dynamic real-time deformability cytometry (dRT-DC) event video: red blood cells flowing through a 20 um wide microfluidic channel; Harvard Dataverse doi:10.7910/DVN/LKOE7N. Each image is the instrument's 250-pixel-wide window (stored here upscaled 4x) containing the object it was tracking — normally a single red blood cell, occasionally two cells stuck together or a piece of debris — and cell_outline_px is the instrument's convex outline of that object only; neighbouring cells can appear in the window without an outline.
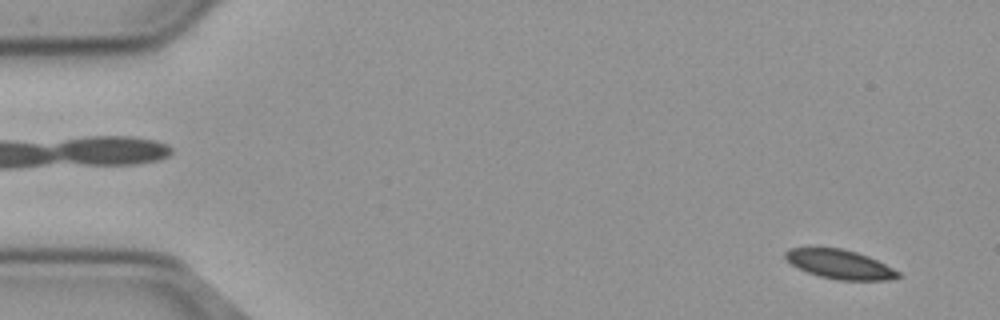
{"species": "common noctule bat (a hibernating species)", "species_latin": "Nyctalus noctula", "temperature_condition": "cold", "stored_images_in_passage": 54, "camera_frame_rate_fps": 3000, "um_per_image_px": 0.085, "animal": {"sex": "male", "body_mass_g": 23.1, "forearm_length_mm": 52.7}, "frame": {"image": 1, "passage_image": 1, "time_ms": 0.0, "image_size_px": [1000, 320], "cell_outline_px": [[900, 276], [888, 280], [836, 280], [820, 276], [808, 272], [792, 264], [784, 256], [784, 252], [788, 248], [840, 248], [856, 252], [868, 256], [900, 272]], "centroid_in_image_um": [71.38, 22.46], "position_along_channel_um": 13.6, "area_um2": 18.84}}
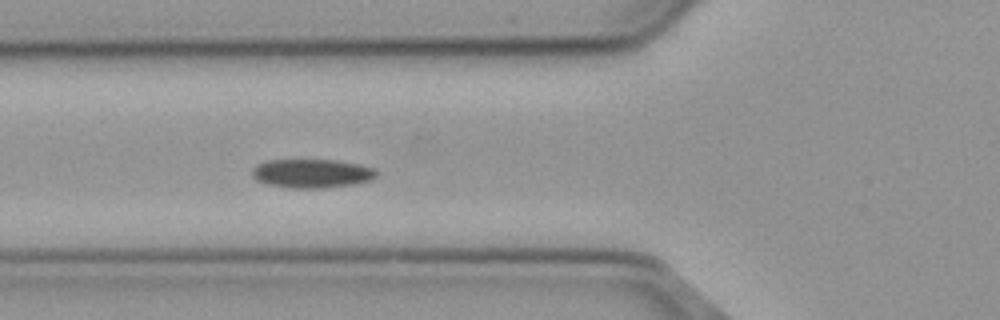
{"frame": {"image": 2, "passage_image": 18, "time_ms": 5.667, "image_size_px": [1000, 320], "cell_outline_px": [[376, 176], [368, 180], [356, 184], [324, 188], [292, 188], [268, 184], [256, 180], [252, 176], [252, 168], [256, 164], [268, 160], [336, 160], [360, 164], [372, 168], [376, 172]], "centroid_in_image_um": [26.47, 14.74], "position_along_channel_um": 99.3, "area_um2": 20.87}}
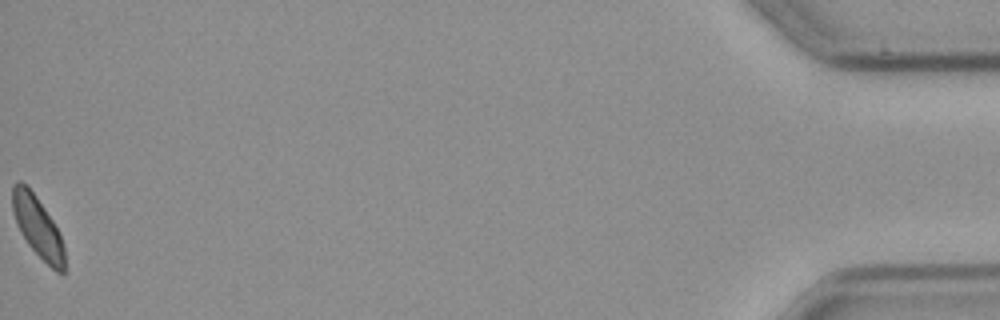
{"frame": {"image": 3, "passage_image": 54, "time_ms": 17.667, "image_size_px": [1000, 320], "cell_outline_px": [[64, 272], [56, 272], [28, 244], [16, 224], [12, 208], [12, 184], [20, 180], [36, 196], [60, 232], [64, 248]], "centroid_in_image_um": [3.19, 19.26], "position_along_channel_um": 432.0, "area_um2": 18.15}, "authors_computed_cell_mechanics": {"area_um2": 20.3167, "velocity_mm_per_s": 3.6493, "shape_relaxation_time_tau1_ms": 3.2054, "shape_relaxation_time_tau2_ms": null, "deformation_change_tau1": 0.0745, "deformation_change_tau2": null}}